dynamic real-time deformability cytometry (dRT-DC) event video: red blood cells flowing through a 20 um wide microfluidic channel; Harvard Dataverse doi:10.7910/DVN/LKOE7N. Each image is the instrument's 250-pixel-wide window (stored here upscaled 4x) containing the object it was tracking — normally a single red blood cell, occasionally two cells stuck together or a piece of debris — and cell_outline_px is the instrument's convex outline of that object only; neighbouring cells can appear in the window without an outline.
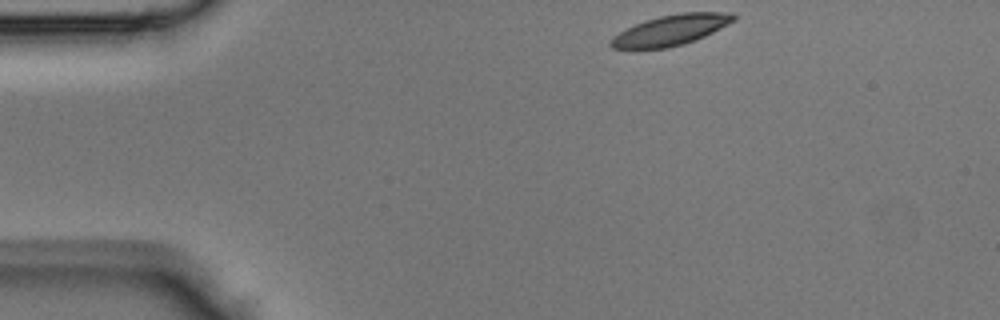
{"species": "Egyptian fruit bat (a non-hibernating species)", "species_latin": "Rousettus aegyptiacus", "temperature_condition": "room temperature", "stored_images_in_passage": 38, "camera_frame_rate_fps": 3000, "um_per_image_px": 0.085, "animal": {"sex": "male"}, "frame": {"image": 1, "passage_image": 1, "time_ms": 0.0, "image_size_px": [1000, 320], "cell_outline_px": [[736, 20], [704, 36], [684, 44], [668, 48], [632, 52], [612, 48], [608, 44], [608, 40], [612, 36], [636, 24], [660, 16], [680, 12], [732, 12], [736, 16]], "centroid_in_image_um": [56.93, 2.61], "position_along_channel_um": 28.1, "area_um2": 22.43}}
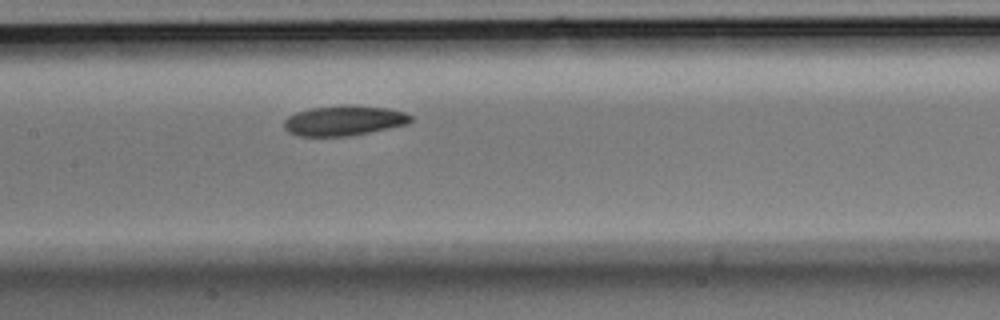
{"frame": {"image": 2, "passage_image": 15, "time_ms": 4.667, "image_size_px": [1000, 320], "cell_outline_px": [[412, 120], [408, 124], [352, 136], [296, 136], [288, 132], [284, 128], [284, 120], [288, 116], [296, 112], [312, 108], [344, 104], [352, 104], [388, 108], [404, 112], [412, 116]], "centroid_in_image_um": [29.24, 10.24], "position_along_channel_um": 178.2, "area_um2": 22.54}}
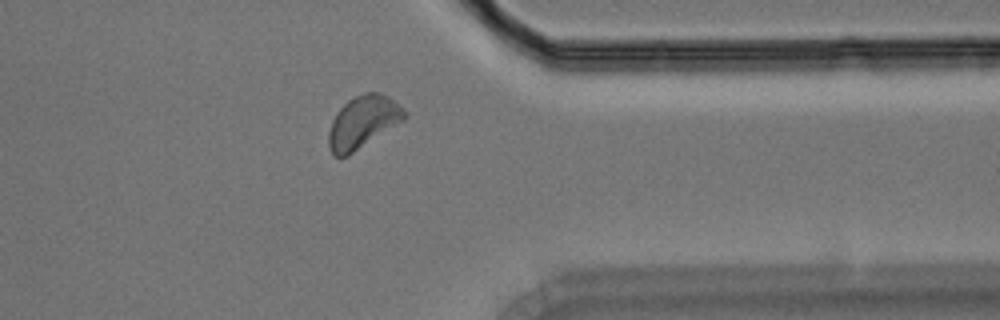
{"frame": {"image": 3, "passage_image": 29, "time_ms": 9.333, "image_size_px": [1000, 320], "cell_outline_px": [[408, 116], [404, 120], [348, 156], [332, 156], [328, 148], [328, 132], [332, 120], [336, 112], [348, 100], [364, 92], [380, 92], [388, 96], [400, 104], [408, 112]], "centroid_in_image_um": [30.85, 10.37], "position_along_channel_um": 380.5, "area_um2": 23.41}}